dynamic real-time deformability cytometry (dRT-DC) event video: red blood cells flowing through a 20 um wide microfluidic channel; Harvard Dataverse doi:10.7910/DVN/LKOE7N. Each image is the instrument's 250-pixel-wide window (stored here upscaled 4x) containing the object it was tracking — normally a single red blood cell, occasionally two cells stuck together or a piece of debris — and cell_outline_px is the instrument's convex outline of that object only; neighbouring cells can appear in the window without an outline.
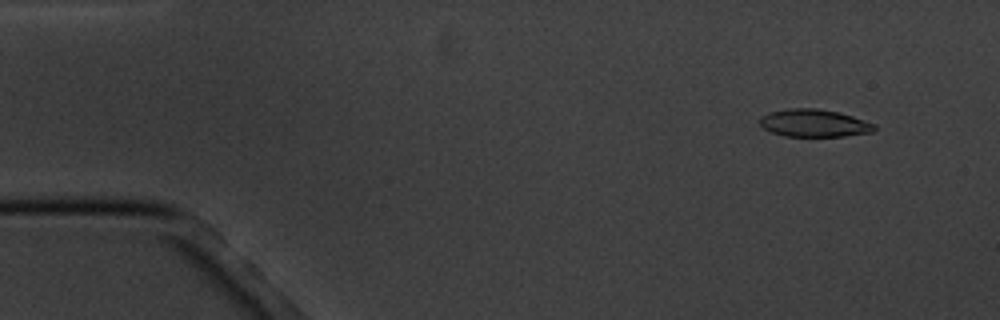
{"species": "common noctule bat (a hibernating species)", "species_latin": "Nyctalus noctula", "temperature_condition": "cold", "stored_images_in_passage": 5, "camera_frame_rate_fps": 3000, "um_per_image_px": 0.085, "animal": {"sex": "male", "body_mass_g": 20.1, "forearm_length_mm": 53.5}, "frame": {"image": 1, "passage_image": 2, "time_ms": 1.0, "image_size_px": [1000, 320], "cell_outline_px": [[876, 132], [844, 136], [784, 136], [772, 132], [764, 128], [760, 124], [760, 116], [768, 112], [788, 108], [816, 108], [840, 112], [876, 124]], "centroid_in_image_um": [69.22, 10.46], "position_along_channel_um": 15.8, "area_um2": 18.61}}
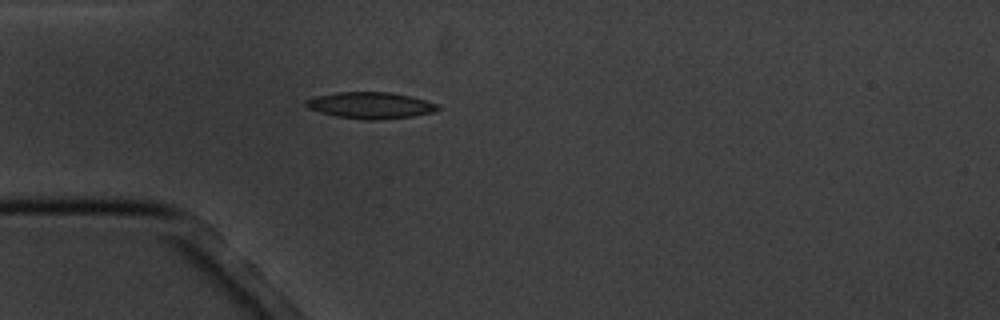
{"frame": {"image": 2, "passage_image": 5, "time_ms": 4.667, "image_size_px": [1000, 320], "cell_outline_px": [[440, 108], [432, 112], [412, 116], [372, 120], [364, 120], [336, 116], [320, 112], [308, 108], [304, 104], [304, 100], [316, 96], [336, 92], [392, 92], [412, 96], [436, 104]], "centroid_in_image_um": [31.44, 8.94], "position_along_channel_um": 53.6, "area_um2": 20.23}}